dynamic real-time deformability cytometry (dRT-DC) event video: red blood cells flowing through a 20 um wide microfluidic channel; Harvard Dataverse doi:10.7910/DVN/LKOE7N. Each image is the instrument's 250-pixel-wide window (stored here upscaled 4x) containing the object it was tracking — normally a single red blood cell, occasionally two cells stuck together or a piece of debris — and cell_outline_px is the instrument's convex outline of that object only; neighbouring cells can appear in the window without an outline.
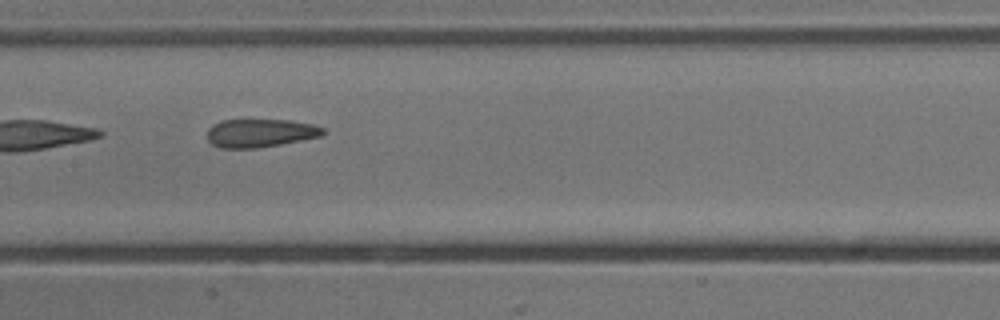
{"species": "common noctule bat (a hibernating species)", "species_latin": "Nyctalus noctula", "temperature_condition": "cold", "stored_images_in_passage": 8, "camera_frame_rate_fps": 3000, "um_per_image_px": 0.085, "animal": {"sex": "male", "body_mass_g": 13.3}, "frame": {"image": 1, "passage_image": 7, "time_ms": 7.333, "image_size_px": [1000, 320], "cell_outline_px": [[328, 132], [320, 136], [280, 144], [256, 148], [220, 148], [212, 144], [208, 140], [208, 128], [212, 124], [220, 120], [292, 120], [312, 124], [324, 128]], "centroid_in_image_um": [22.11, 11.3], "position_along_channel_um": 185.3, "area_um2": 19.13}}